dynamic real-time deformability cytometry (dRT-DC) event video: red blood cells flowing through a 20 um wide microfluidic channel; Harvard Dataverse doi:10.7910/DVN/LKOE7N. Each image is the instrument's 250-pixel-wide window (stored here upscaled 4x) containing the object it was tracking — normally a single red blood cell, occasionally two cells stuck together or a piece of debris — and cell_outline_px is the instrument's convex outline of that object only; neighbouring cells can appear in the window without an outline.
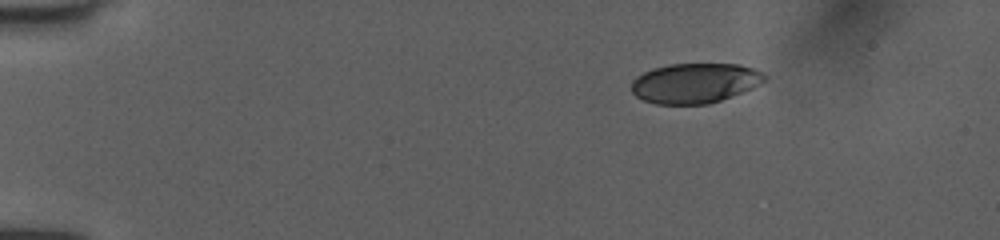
{"species": "human", "species_latin": "Homo sapiens", "temperature_condition": "room temperature", "stored_images_in_passage": 18, "camera_frame_rate_fps": 3000, "um_per_image_px": 0.085, "donor": {"sex": "female"}, "frame": {"image": 1, "passage_image": 1, "time_ms": 0.0, "image_size_px": [1000, 240], "cell_outline_px": [[768, 80], [752, 88], [720, 100], [708, 104], [656, 104], [644, 100], [636, 96], [632, 92], [632, 80], [636, 76], [652, 68], [668, 64], [740, 64], [752, 68], [768, 76]], "centroid_in_image_um": [59.06, 7.06], "position_along_channel_um": 25.9, "area_um2": 31.04}}
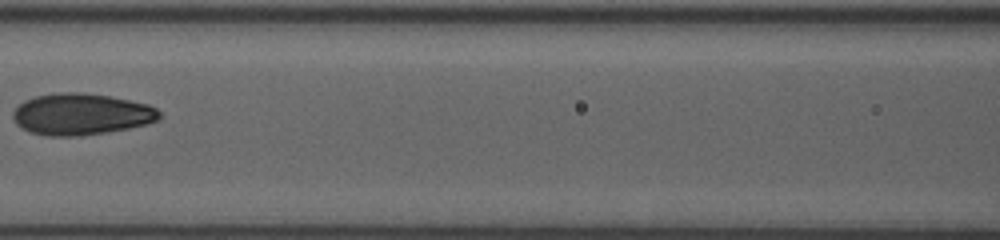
{"frame": {"image": 2, "passage_image": 10, "time_ms": 3.0, "image_size_px": [1000, 240], "cell_outline_px": [[160, 116], [156, 120], [144, 124], [128, 128], [80, 136], [48, 136], [32, 132], [16, 124], [12, 116], [12, 112], [24, 100], [36, 96], [60, 92], [84, 92], [108, 96], [148, 104], [156, 108], [160, 112]], "centroid_in_image_um": [6.87, 9.7], "position_along_channel_um": 159.7, "area_um2": 35.08}}
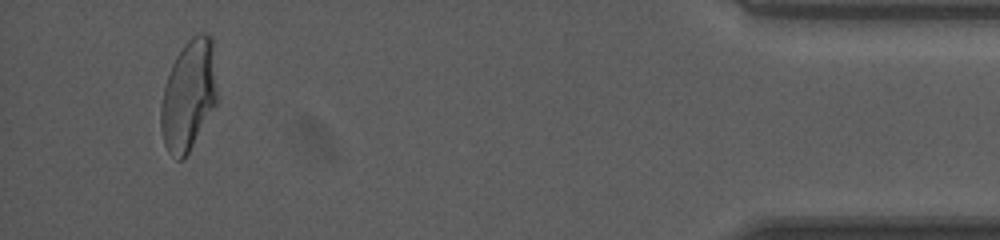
{"frame": {"image": 3, "passage_image": 18, "time_ms": 5.667, "image_size_px": [1000, 240], "cell_outline_px": [[216, 104], [184, 160], [176, 160], [168, 152], [164, 144], [160, 128], [160, 108], [164, 88], [172, 64], [176, 56], [184, 44], [192, 36], [200, 32], [204, 32], [212, 36], [216, 88]], "centroid_in_image_um": [16.01, 8.11], "position_along_channel_um": 419.2, "area_um2": 36.18}}